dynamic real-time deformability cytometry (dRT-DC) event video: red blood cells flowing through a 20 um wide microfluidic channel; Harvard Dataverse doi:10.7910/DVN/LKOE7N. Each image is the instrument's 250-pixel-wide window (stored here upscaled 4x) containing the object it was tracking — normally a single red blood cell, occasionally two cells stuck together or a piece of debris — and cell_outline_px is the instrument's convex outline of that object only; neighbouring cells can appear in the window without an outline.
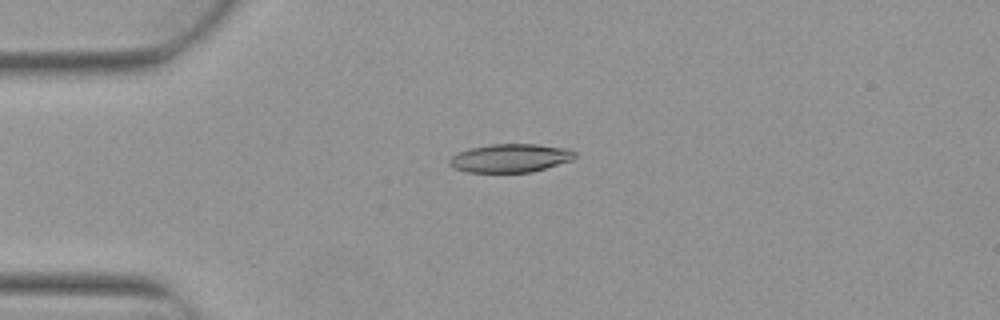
{"species": "Egyptian fruit bat (a non-hibernating species)", "species_latin": "Rousettus aegyptiacus", "temperature_condition": "warm", "stored_images_in_passage": 4, "camera_frame_rate_fps": 3000, "um_per_image_px": 0.085, "animal": {"sex": "female"}, "frame": {"image": 1, "passage_image": 3, "time_ms": 0.667, "image_size_px": [1000, 320], "cell_outline_px": [[576, 156], [572, 160], [532, 172], [468, 172], [456, 168], [448, 164], [448, 160], [452, 156], [468, 148], [492, 144], [536, 144], [568, 148], [576, 152]], "centroid_in_image_um": [43.39, 13.43], "position_along_channel_um": 41.6, "area_um2": 20.75}}